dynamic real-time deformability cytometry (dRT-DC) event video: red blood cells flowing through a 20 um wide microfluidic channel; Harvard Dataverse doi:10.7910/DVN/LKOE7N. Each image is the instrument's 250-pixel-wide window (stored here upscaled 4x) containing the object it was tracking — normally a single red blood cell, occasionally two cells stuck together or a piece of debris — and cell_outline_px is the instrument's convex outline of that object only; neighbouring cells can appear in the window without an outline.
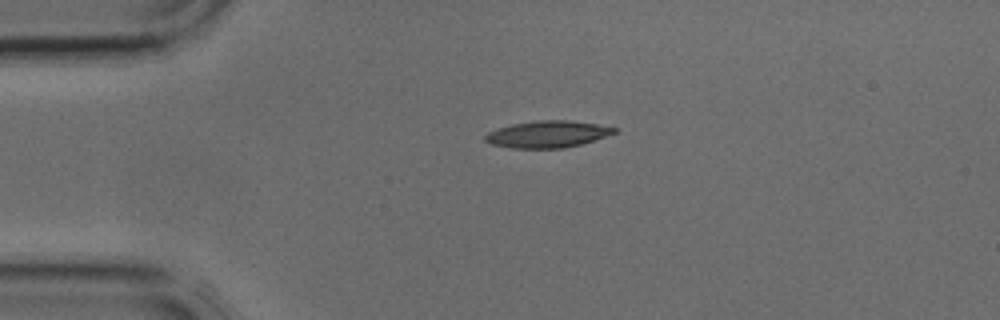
{"species": "common noctule bat (a hibernating species)", "species_latin": "Nyctalus noctula", "temperature_condition": "cold", "stored_images_in_passage": 2, "camera_frame_rate_fps": 3000, "um_per_image_px": 0.085, "animal": {"sex": "male", "body_mass_g": 17.9, "forearm_length_mm": 54.2}, "frame": {"image": 1, "passage_image": 1, "time_ms": 0.0, "image_size_px": [1000, 320], "cell_outline_px": [[616, 132], [580, 144], [564, 148], [512, 148], [492, 144], [484, 140], [484, 136], [488, 132], [512, 124], [536, 120], [572, 120], [596, 124], [616, 128]], "centroid_in_image_um": [46.5, 11.4], "position_along_channel_um": 38.5, "area_um2": 19.88}}
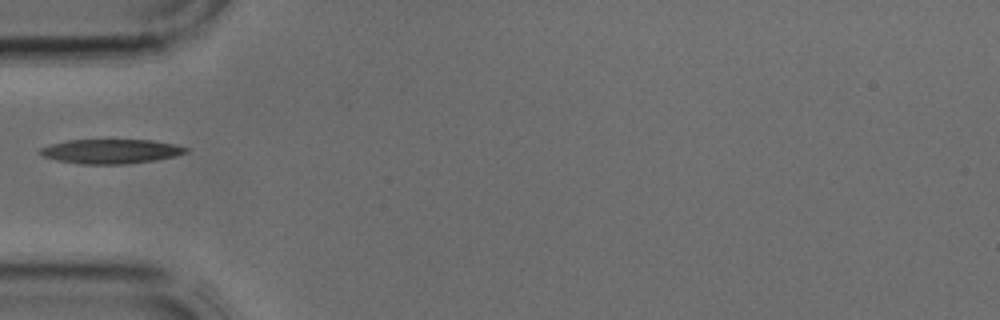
{"frame": {"image": 2, "passage_image": 2, "time_ms": 0.333, "image_size_px": [1000, 320], "cell_outline_px": [[188, 152], [156, 160], [124, 164], [84, 164], [56, 160], [40, 156], [36, 152], [40, 148], [52, 144], [68, 140], [152, 140], [176, 144], [188, 148]], "centroid_in_image_um": [9.38, 12.86], "position_along_channel_um": 75.6, "area_um2": 20.75}}